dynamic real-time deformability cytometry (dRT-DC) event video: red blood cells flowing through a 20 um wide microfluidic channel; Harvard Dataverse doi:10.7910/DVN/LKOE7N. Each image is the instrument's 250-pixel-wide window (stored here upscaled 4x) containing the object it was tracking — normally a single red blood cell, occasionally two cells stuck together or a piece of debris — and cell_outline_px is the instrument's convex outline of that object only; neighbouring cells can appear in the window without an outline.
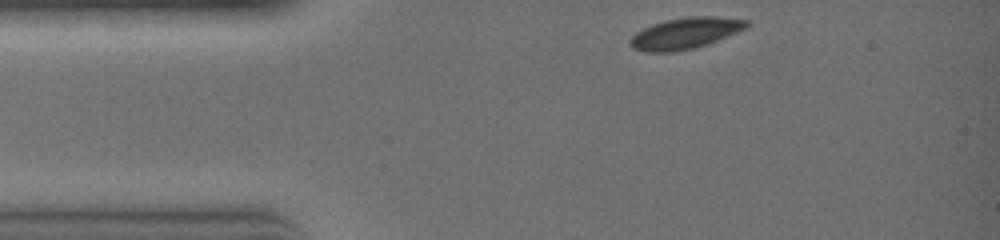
{"species": "common noctule bat (a hibernating species)", "species_latin": "Nyctalus noctula", "temperature_condition": "warm", "stored_images_in_passage": 23, "camera_frame_rate_fps": 3000, "um_per_image_px": 0.085, "animal": {"sex": "female", "body_mass_g": 19.0, "forearm_length_mm": 51.5}, "frame": {"image": 1, "passage_image": 1, "time_ms": 0.0, "image_size_px": [1000, 240], "cell_outline_px": [[748, 28], [716, 40], [692, 48], [672, 52], [648, 52], [632, 48], [628, 44], [628, 40], [636, 32], [652, 24], [664, 20], [688, 16], [716, 16], [748, 20]], "centroid_in_image_um": [58.21, 2.81], "position_along_channel_um": 26.8, "area_um2": 21.1}}
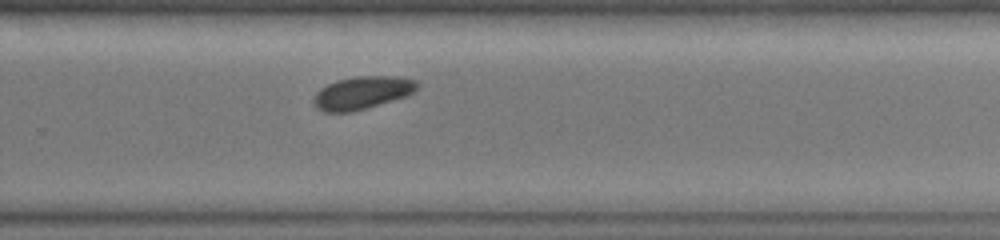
{"frame": {"image": 2, "passage_image": 16, "time_ms": 5.0, "image_size_px": [1000, 240], "cell_outline_px": [[420, 88], [416, 92], [408, 96], [352, 112], [324, 112], [316, 108], [312, 104], [312, 100], [316, 92], [320, 88], [336, 80], [356, 76], [396, 76], [416, 80], [420, 84]], "centroid_in_image_um": [30.81, 7.88], "position_along_channel_um": 299.0, "area_um2": 20.23}}
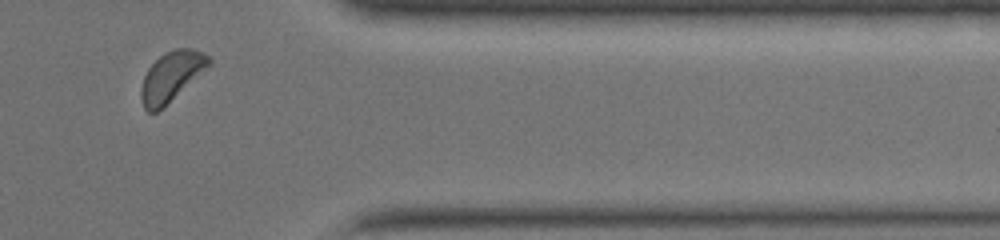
{"frame": {"image": 3, "passage_image": 21, "time_ms": 6.667, "image_size_px": [1000, 240], "cell_outline_px": [[212, 64], [208, 68], [156, 112], [148, 112], [144, 108], [140, 96], [140, 88], [144, 76], [148, 68], [164, 52], [176, 48], [192, 48], [204, 52], [212, 60]], "centroid_in_image_um": [14.58, 6.46], "position_along_channel_um": 396.8, "area_um2": 19.48}}